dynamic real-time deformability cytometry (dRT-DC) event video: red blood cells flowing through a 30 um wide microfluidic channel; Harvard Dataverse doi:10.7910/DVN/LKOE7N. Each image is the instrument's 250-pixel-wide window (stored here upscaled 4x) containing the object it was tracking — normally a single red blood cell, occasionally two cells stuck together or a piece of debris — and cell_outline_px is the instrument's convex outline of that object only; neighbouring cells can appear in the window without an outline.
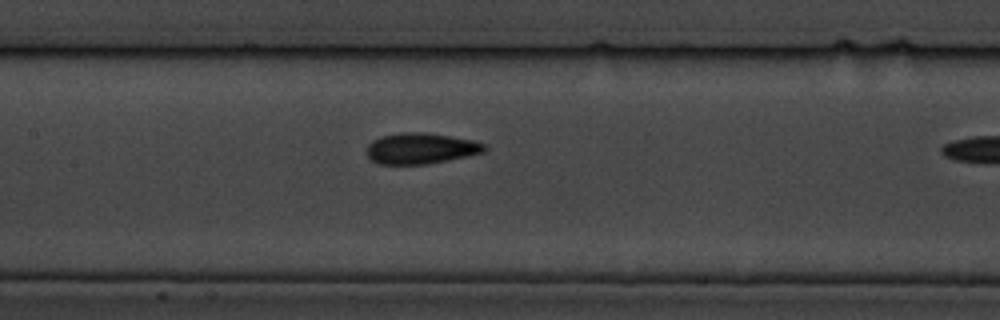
{"species": "common noctule bat (a hibernating species)", "species_latin": "Nyctalus noctula", "temperature_condition": "cold", "stored_images_in_passage": 9, "camera_frame_rate_fps": 3000, "um_per_image_px": 0.085, "animal": {"sex": "male", "body_mass_g": 19.5, "forearm_length_mm": 54.6}, "frame": {"image": 1, "passage_image": 8, "time_ms": 9.0, "image_size_px": [1000, 320], "cell_outline_px": [[488, 148], [484, 152], [448, 160], [424, 164], [380, 164], [372, 160], [368, 156], [368, 144], [372, 140], [380, 136], [400, 132], [424, 132], [472, 140], [484, 144]], "centroid_in_image_um": [35.75, 12.61], "position_along_channel_um": 171.6, "area_um2": 21.04}}